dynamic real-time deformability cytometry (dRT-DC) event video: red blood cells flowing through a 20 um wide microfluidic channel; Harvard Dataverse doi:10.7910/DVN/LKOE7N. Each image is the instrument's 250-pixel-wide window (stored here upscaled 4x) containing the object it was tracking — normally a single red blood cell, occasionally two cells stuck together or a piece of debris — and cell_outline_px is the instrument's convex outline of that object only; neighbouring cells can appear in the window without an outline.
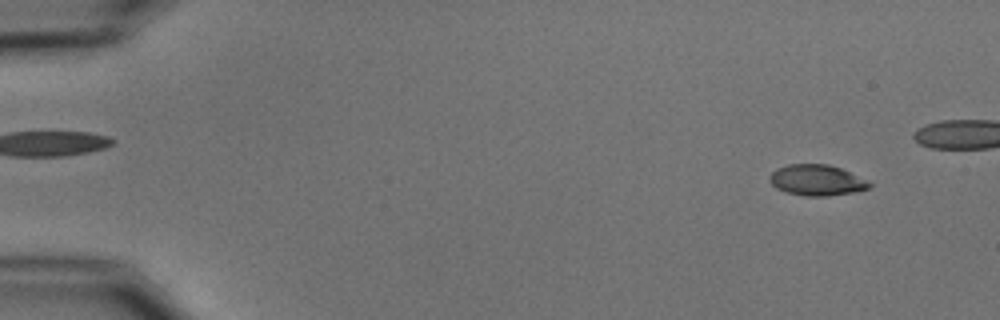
{"species": "common noctule bat (a hibernating species)", "species_latin": "Nyctalus noctula", "temperature_condition": "cold", "stored_images_in_passage": 5, "camera_frame_rate_fps": 3000, "um_per_image_px": 0.085, "animal": {"sex": "male", "body_mass_g": 15.6}, "frame": {"image": 1, "passage_image": 1, "time_ms": 0.0, "image_size_px": [1000, 320], "cell_outline_px": [[872, 184], [868, 188], [852, 192], [828, 196], [804, 196], [788, 192], [776, 188], [768, 180], [768, 176], [776, 168], [788, 164], [828, 164], [840, 168]], "centroid_in_image_um": [69.34, 15.31], "position_along_channel_um": 15.7, "area_um2": 17.69}}
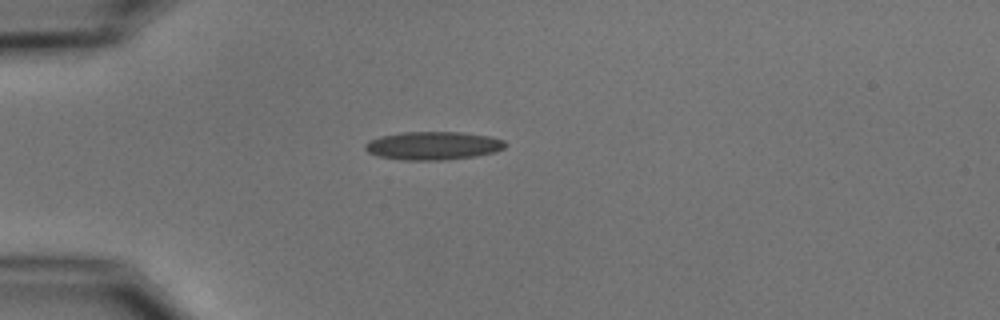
{"frame": {"image": 2, "passage_image": 5, "time_ms": 5.667, "image_size_px": [1000, 320], "cell_outline_px": [[504, 148], [496, 152], [476, 156], [444, 160], [400, 160], [380, 156], [368, 152], [364, 148], [364, 144], [368, 140], [380, 136], [400, 132], [464, 132], [488, 136], [504, 140]], "centroid_in_image_um": [36.79, 12.38], "position_along_channel_um": 48.2, "area_um2": 23.18}}